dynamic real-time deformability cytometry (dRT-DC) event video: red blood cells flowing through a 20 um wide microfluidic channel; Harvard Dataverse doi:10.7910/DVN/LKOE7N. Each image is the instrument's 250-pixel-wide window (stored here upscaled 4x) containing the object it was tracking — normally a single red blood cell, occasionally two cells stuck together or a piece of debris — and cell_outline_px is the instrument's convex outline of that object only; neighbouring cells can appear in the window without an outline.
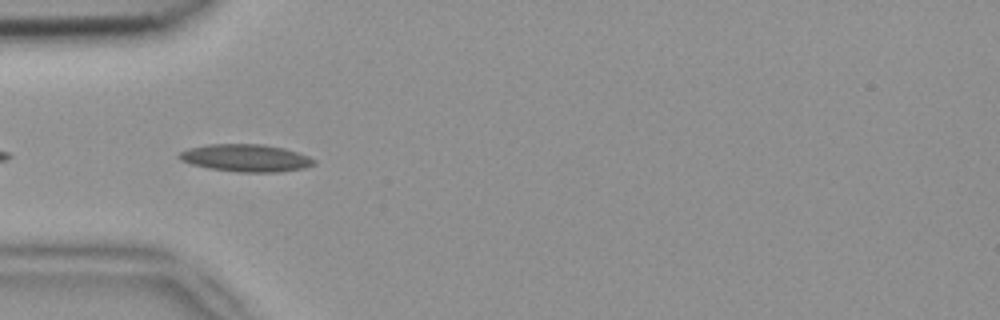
{"species": "common noctule bat (a hibernating species)", "species_latin": "Nyctalus noctula", "temperature_condition": "room temperature", "stored_images_in_passage": 6, "camera_frame_rate_fps": 3000, "um_per_image_px": 0.085, "animal": {"sex": "female", "body_mass_g": 18.4}, "frame": {"image": 1, "passage_image": 3, "time_ms": 0.667, "image_size_px": [1000, 320], "cell_outline_px": [[316, 164], [304, 168], [276, 172], [240, 172], [212, 168], [192, 164], [176, 156], [180, 152], [188, 148], [208, 144], [264, 144], [284, 148], [308, 156], [316, 160]], "centroid_in_image_um": [20.93, 13.42], "position_along_channel_um": 64.1, "area_um2": 21.33}}